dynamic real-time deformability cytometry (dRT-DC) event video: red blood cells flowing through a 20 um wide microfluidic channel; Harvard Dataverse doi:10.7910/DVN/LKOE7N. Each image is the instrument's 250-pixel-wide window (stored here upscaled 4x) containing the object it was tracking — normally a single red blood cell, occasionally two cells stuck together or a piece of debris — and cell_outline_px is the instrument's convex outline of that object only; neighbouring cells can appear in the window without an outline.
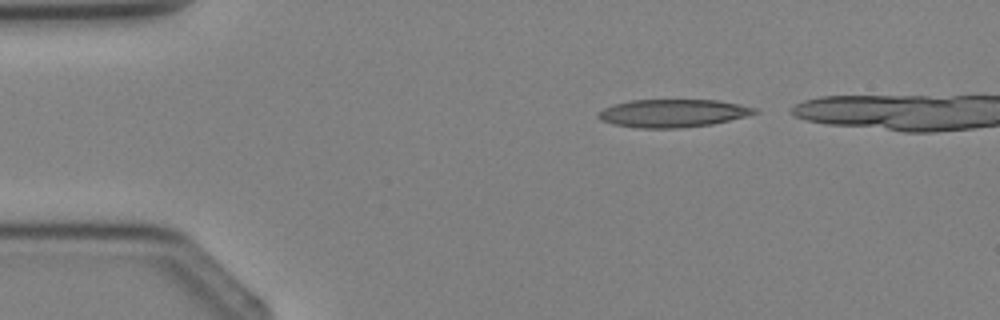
{"species": "Egyptian fruit bat (a non-hibernating species)", "species_latin": "Rousettus aegyptiacus", "temperature_condition": "cold", "stored_images_in_passage": 3, "camera_frame_rate_fps": 3000, "um_per_image_px": 0.085, "animal": {"sex": "female"}, "frame": {"image": 1, "passage_image": 1, "time_ms": 0.0, "image_size_px": [1000, 320], "cell_outline_px": [[760, 112], [712, 124], [676, 128], [636, 128], [612, 124], [600, 120], [596, 116], [604, 108], [612, 104], [632, 100], [716, 100], [740, 104], [756, 108]], "centroid_in_image_um": [57.15, 9.62], "position_along_channel_um": 27.8, "area_um2": 25.37}}